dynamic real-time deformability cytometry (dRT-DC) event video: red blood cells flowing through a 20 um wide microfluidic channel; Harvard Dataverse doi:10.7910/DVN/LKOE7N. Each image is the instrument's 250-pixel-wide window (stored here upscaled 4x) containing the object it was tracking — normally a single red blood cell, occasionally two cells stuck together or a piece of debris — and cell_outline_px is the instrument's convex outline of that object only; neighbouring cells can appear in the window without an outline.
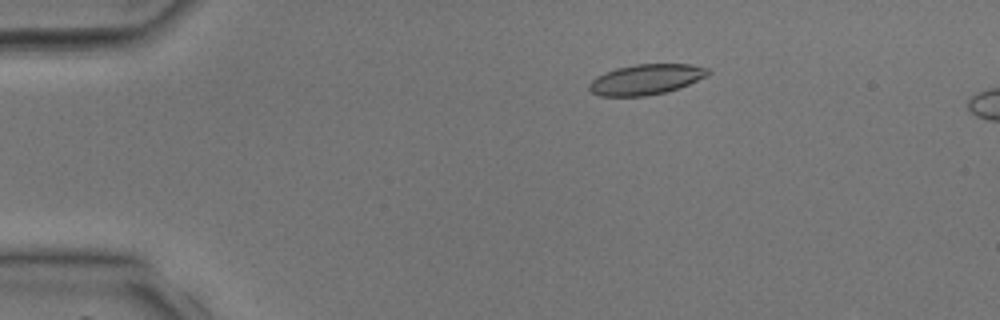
{"species": "common noctule bat (a hibernating species)", "species_latin": "Nyctalus noctula", "temperature_condition": "room temperature", "stored_images_in_passage": 32, "camera_frame_rate_fps": 3000, "um_per_image_px": 0.085, "animal": {"sex": "male", "body_mass_g": 17.9, "forearm_length_mm": 54.2}, "frame": {"image": 1, "passage_image": 1, "time_ms": 0.0, "image_size_px": [1000, 320], "cell_outline_px": [[712, 72], [708, 76], [680, 88], [664, 92], [644, 96], [600, 96], [592, 92], [588, 88], [588, 84], [596, 76], [604, 72], [616, 68], [636, 64], [688, 64], [708, 68]], "centroid_in_image_um": [54.92, 6.75], "position_along_channel_um": 30.1, "area_um2": 21.15}}
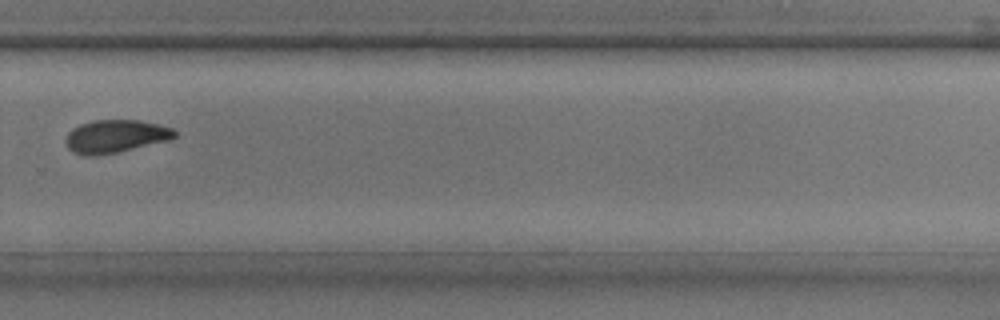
{"frame": {"image": 2, "passage_image": 21, "time_ms": 6.667, "image_size_px": [1000, 320], "cell_outline_px": [[176, 136], [168, 140], [116, 152], [92, 156], [84, 156], [72, 152], [68, 148], [64, 140], [68, 132], [72, 128], [80, 124], [92, 120], [136, 120], [156, 124], [172, 128], [176, 132]], "centroid_in_image_um": [9.74, 11.58], "position_along_channel_um": 320.1, "area_um2": 20.75}}
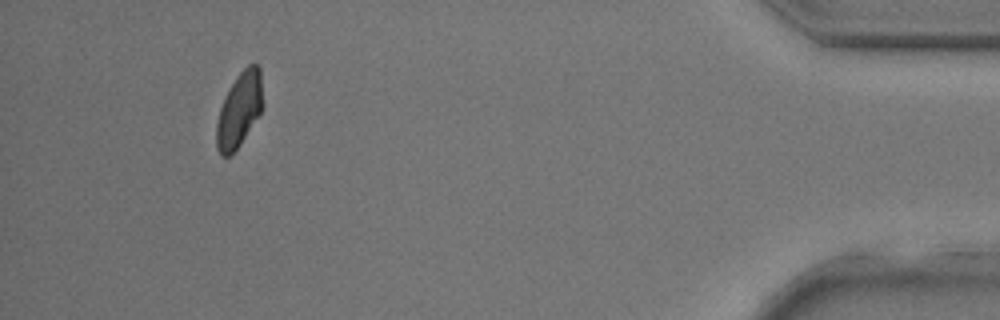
{"frame": {"image": 3, "passage_image": 30, "time_ms": 9.667, "image_size_px": [1000, 320], "cell_outline_px": [[264, 104], [260, 112], [240, 144], [228, 156], [220, 156], [216, 148], [216, 124], [220, 108], [232, 84], [240, 72], [248, 64], [256, 64], [260, 68]], "centroid_in_image_um": [20.35, 9.33], "position_along_channel_um": 414.9, "area_um2": 19.83}}